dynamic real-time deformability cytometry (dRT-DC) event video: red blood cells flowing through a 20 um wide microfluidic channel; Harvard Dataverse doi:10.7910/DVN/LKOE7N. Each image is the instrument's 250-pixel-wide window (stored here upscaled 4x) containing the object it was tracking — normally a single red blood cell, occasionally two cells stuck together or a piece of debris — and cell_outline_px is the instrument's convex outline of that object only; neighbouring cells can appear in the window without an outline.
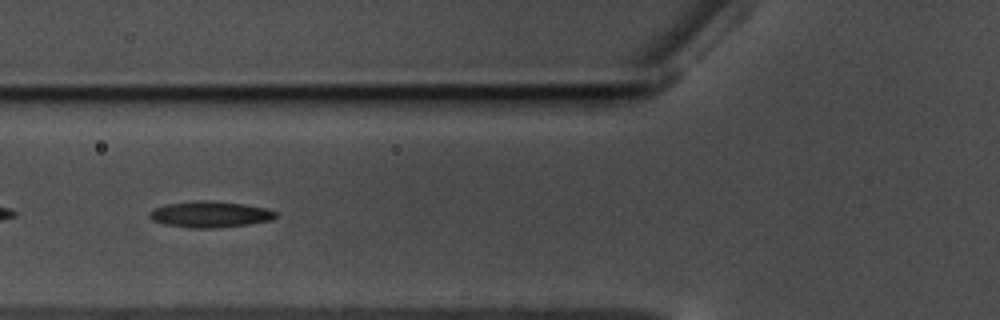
{"species": "common noctule bat (a hibernating species)", "species_latin": "Nyctalus noctula", "temperature_condition": "warm", "stored_images_in_passage": 59, "camera_frame_rate_fps": 3000, "um_per_image_px": 0.085, "animal": {"sex": "male", "body_mass_g": 17.5, "forearm_length_mm": 52.3}, "frame": {"image": 1, "passage_image": 22, "time_ms": 7.0, "image_size_px": [1000, 320], "cell_outline_px": [[276, 216], [272, 220], [248, 224], [212, 228], [188, 228], [164, 224], [152, 220], [148, 216], [148, 212], [156, 208], [168, 204], [196, 200], [204, 200], [244, 204], [264, 208], [276, 212]], "centroid_in_image_um": [17.82, 18.22], "position_along_channel_um": 108.0, "area_um2": 19.07}}
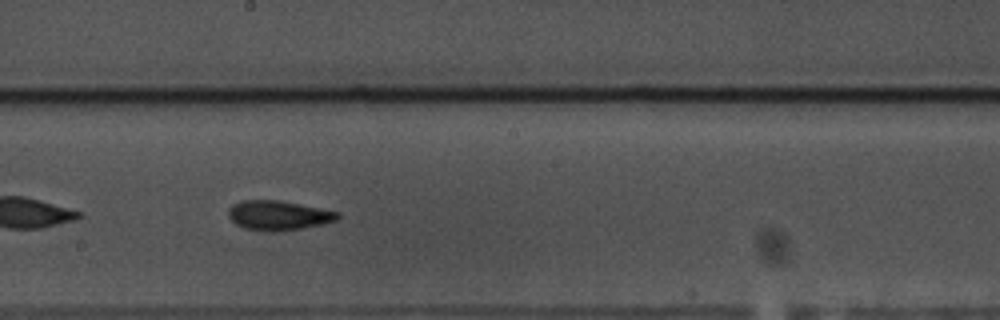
{"frame": {"image": 2, "passage_image": 32, "time_ms": 10.333, "image_size_px": [1000, 320], "cell_outline_px": [[340, 216], [336, 220], [320, 224], [300, 228], [272, 232], [268, 232], [244, 228], [236, 224], [228, 216], [228, 208], [232, 204], [240, 200], [280, 200], [340, 212]], "centroid_in_image_um": [23.62, 18.29], "position_along_channel_um": 224.6, "area_um2": 18.79}}
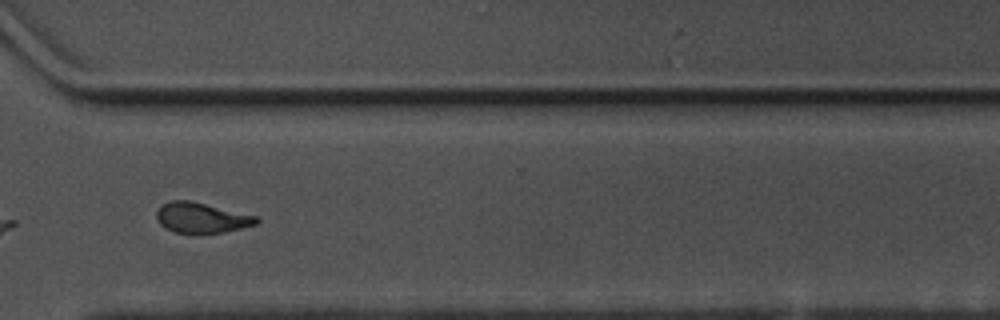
{"frame": {"image": 3, "passage_image": 43, "time_ms": 14.0, "image_size_px": [1000, 320], "cell_outline_px": [[260, 220], [256, 224], [224, 232], [176, 232], [164, 228], [156, 220], [156, 212], [164, 204], [172, 200], [192, 200], [256, 216]], "centroid_in_image_um": [17.11, 18.49], "position_along_channel_um": 353.5, "area_um2": 17.4}, "authors_computed_cell_mechanics": {"area_um2": 18.4382, "velocity_mm_per_s": 3.5086, "shape_relaxation_time_tau1_ms": 5.3134, "shape_relaxation_time_tau2_ms": 4.1448, "deformation_change_tau1": 0.1833, "deformation_change_tau2": 0.1132}}